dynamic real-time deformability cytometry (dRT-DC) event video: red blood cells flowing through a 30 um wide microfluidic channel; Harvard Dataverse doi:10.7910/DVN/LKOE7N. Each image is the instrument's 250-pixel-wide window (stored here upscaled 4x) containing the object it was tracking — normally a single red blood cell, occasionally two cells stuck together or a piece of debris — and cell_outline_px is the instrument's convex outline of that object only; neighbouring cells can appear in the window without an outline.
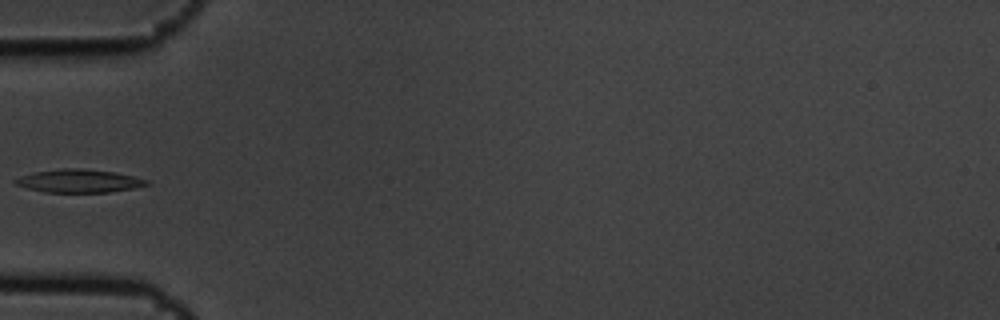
{"species": "common noctule bat (a hibernating species)", "species_latin": "Nyctalus noctula", "temperature_condition": "cold", "stored_images_in_passage": 5, "segment_of_instrument_passage": [2, 2], "camera_frame_rate_fps": 3000, "um_per_image_px": 0.085, "animal": {"sex": "male", "body_mass_g": 19.5, "forearm_length_mm": 54.6}, "frame": {"image": 1, "passage_image": 5, "time_ms": 1.333, "image_size_px": [1000, 320], "cell_outline_px": [[152, 184], [136, 188], [108, 192], [44, 192], [28, 188], [16, 184], [12, 180], [20, 176], [36, 172], [60, 168], [80, 168], [116, 172], [148, 180]], "centroid_in_image_um": [6.75, 15.38], "position_along_channel_um": 78.3, "area_um2": 17.74}}